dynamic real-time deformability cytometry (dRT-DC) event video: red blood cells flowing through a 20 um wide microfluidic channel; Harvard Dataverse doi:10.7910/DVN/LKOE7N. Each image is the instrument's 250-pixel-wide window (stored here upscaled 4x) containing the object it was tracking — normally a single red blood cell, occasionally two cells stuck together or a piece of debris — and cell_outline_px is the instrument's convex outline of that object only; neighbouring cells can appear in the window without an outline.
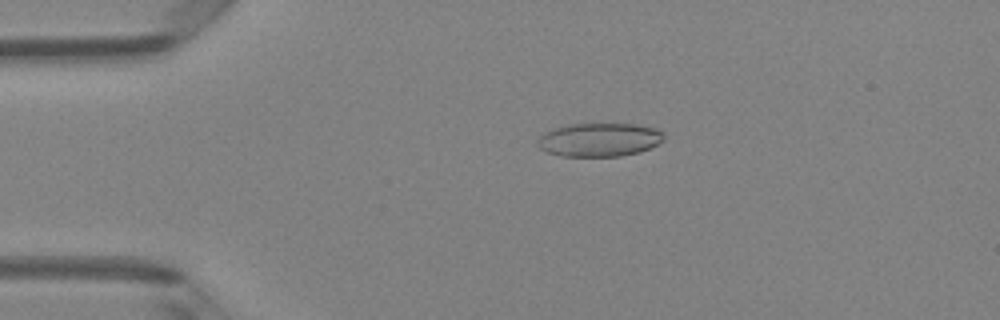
{"species": "Egyptian fruit bat (a non-hibernating species)", "species_latin": "Rousettus aegyptiacus", "temperature_condition": "room temperature", "stored_images_in_passage": 4, "camera_frame_rate_fps": 3000, "um_per_image_px": 0.085, "animal": {"sex": "female"}, "frame": {"image": 1, "passage_image": 3, "time_ms": 0.667, "image_size_px": [1000, 320], "cell_outline_px": [[664, 140], [640, 152], [620, 156], [560, 156], [548, 152], [540, 148], [536, 144], [536, 140], [544, 132], [552, 128], [568, 124], [636, 124], [656, 128], [664, 136]], "centroid_in_image_um": [50.9, 11.87], "position_along_channel_um": 34.1, "area_um2": 24.74}}